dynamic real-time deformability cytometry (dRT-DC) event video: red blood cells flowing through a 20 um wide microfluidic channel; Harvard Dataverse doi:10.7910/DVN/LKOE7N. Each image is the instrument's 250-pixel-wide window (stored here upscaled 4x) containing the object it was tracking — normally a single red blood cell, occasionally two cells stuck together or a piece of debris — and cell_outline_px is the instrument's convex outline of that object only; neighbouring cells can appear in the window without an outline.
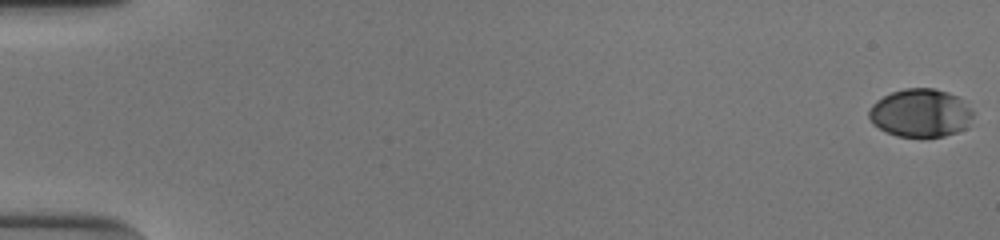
{"species": "human", "species_latin": "Homo sapiens", "temperature_condition": "cold", "stored_images_in_passage": 54, "camera_frame_rate_fps": 3000, "um_per_image_px": 0.085, "donor": {"sex": "male"}, "frame": {"image": 1, "passage_image": 1, "time_ms": 0.0, "image_size_px": [1000, 240], "cell_outline_px": [[972, 116], [964, 128], [956, 132], [944, 136], [896, 136], [872, 124], [868, 116], [868, 112], [872, 104], [876, 100], [892, 92], [904, 88], [932, 88], [948, 92], [956, 96], [972, 108]], "centroid_in_image_um": [78.21, 9.59], "position_along_channel_um": 6.8, "area_um2": 28.96}}
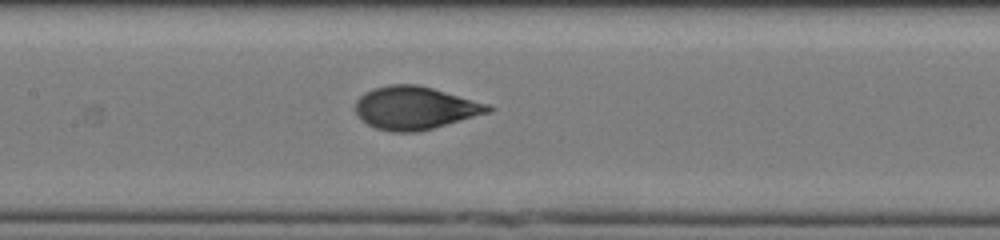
{"frame": {"image": 2, "passage_image": 28, "time_ms": 9.0, "image_size_px": [1000, 240], "cell_outline_px": [[496, 108], [492, 112], [432, 128], [416, 132], [392, 132], [376, 128], [360, 120], [356, 112], [356, 100], [364, 92], [372, 88], [388, 84], [416, 84], [432, 88], [488, 104]], "centroid_in_image_um": [35.26, 9.17], "position_along_channel_um": 172.1, "area_um2": 33.23}}
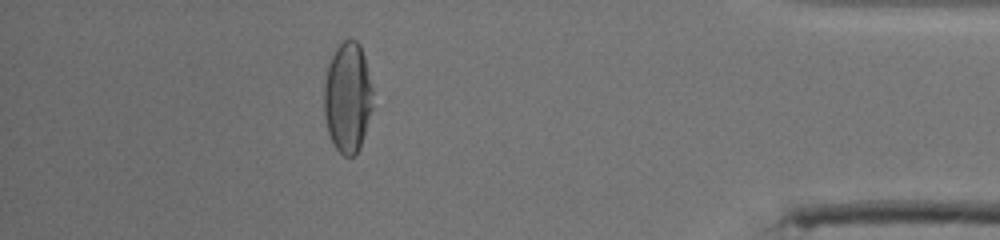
{"frame": {"image": 3, "passage_image": 49, "time_ms": 16.0, "image_size_px": [1000, 240], "cell_outline_px": [[372, 108], [360, 148], [356, 156], [344, 156], [336, 148], [328, 132], [324, 116], [324, 84], [328, 64], [336, 48], [344, 40], [356, 40], [360, 44], [364, 56], [372, 88]], "centroid_in_image_um": [29.54, 8.3], "position_along_channel_um": 405.7, "area_um2": 31.27}, "authors_computed_cell_mechanics": {"area_um2": 32.5125, "velocity_mm_per_s": 3.894, "shape_relaxation_time_tau1_ms": 4.3142, "shape_relaxation_time_tau2_ms": null, "deformation_change_tau1": 0.1999, "deformation_change_tau2": null}}